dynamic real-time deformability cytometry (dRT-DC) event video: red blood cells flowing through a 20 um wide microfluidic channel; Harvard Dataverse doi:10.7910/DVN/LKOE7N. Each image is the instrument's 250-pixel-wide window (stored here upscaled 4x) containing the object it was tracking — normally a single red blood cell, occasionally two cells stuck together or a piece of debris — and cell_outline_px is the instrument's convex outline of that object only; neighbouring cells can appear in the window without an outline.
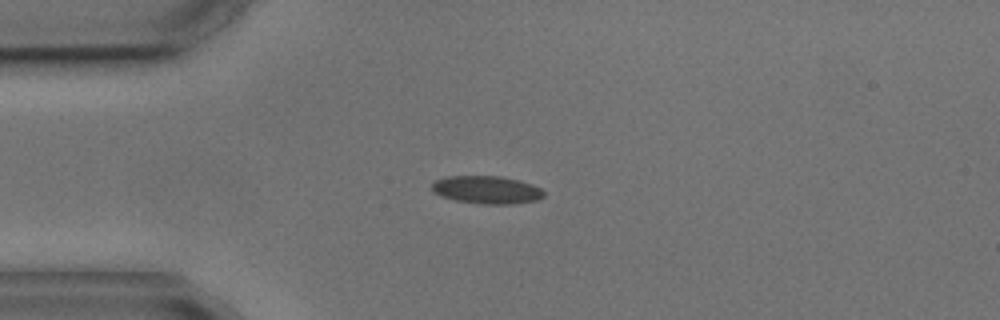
{"species": "common noctule bat (a hibernating species)", "species_latin": "Nyctalus noctula", "temperature_condition": "cold", "stored_images_in_passage": 7, "camera_frame_rate_fps": 3000, "um_per_image_px": 0.085, "animal": {"sex": "male", "body_mass_g": 17.9, "forearm_length_mm": 54.2}, "frame": {"image": 1, "passage_image": 3, "time_ms": 3.0, "image_size_px": [1000, 320], "cell_outline_px": [[544, 196], [536, 200], [512, 204], [484, 204], [456, 200], [440, 196], [432, 192], [432, 184], [436, 180], [448, 176], [500, 176], [520, 180], [532, 184], [540, 188], [544, 192]], "centroid_in_image_um": [41.37, 16.13], "position_along_channel_um": 43.6, "area_um2": 18.15}}